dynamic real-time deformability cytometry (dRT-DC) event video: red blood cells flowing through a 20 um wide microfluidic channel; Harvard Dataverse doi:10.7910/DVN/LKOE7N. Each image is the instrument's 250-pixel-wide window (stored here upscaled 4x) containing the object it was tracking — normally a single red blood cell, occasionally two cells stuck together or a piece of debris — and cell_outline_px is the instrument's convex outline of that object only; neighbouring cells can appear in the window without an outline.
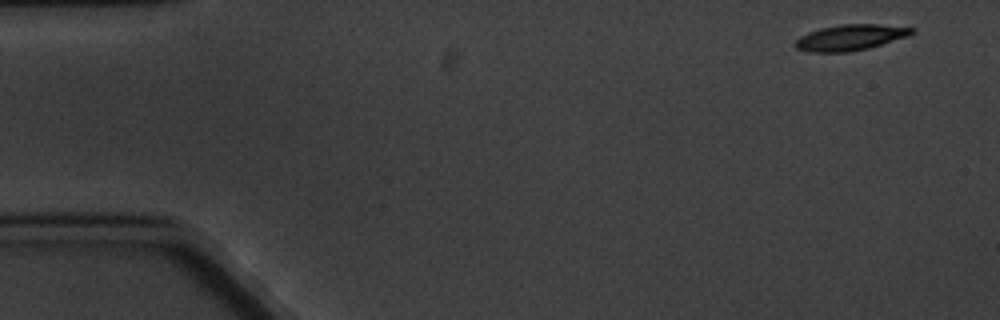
{"species": "common noctule bat (a hibernating species)", "species_latin": "Nyctalus noctula", "temperature_condition": "cold", "stored_images_in_passage": 4, "camera_frame_rate_fps": 3000, "um_per_image_px": 0.085, "animal": {"sex": "male", "body_mass_g": 20.1, "forearm_length_mm": 53.5}, "frame": {"image": 1, "passage_image": 1, "time_ms": 0.0, "image_size_px": [1000, 320], "cell_outline_px": [[916, 32], [908, 36], [868, 48], [848, 52], [808, 52], [796, 48], [792, 44], [800, 36], [808, 32], [820, 28], [840, 24], [880, 24], [916, 28]], "centroid_in_image_um": [72.27, 3.18], "position_along_channel_um": 12.7, "area_um2": 17.69}}